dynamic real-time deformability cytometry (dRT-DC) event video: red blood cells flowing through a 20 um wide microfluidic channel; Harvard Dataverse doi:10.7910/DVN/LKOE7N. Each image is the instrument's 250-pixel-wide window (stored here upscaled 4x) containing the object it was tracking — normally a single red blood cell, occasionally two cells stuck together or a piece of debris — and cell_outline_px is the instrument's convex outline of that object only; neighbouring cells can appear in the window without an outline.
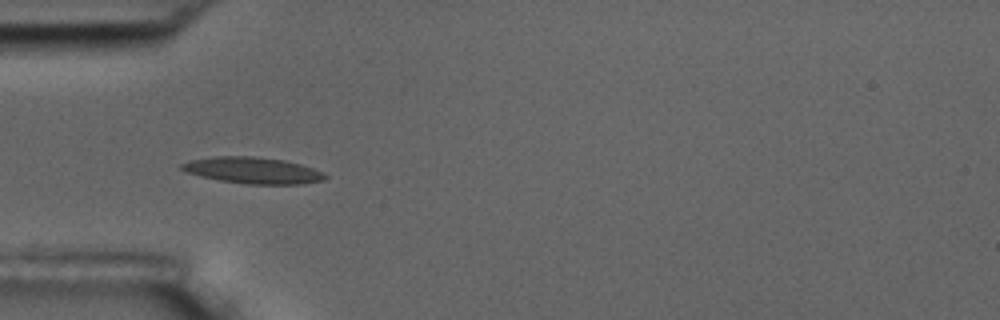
{"species": "common noctule bat (a hibernating species)", "species_latin": "Nyctalus noctula", "temperature_condition": "room temperature", "stored_images_in_passage": 6, "camera_frame_rate_fps": 3000, "um_per_image_px": 0.085, "animal": {"sex": "male", "body_mass_g": 17.5, "forearm_length_mm": 52.3}, "frame": {"image": 1, "passage_image": 5, "time_ms": 4.667, "image_size_px": [1000, 320], "cell_outline_px": [[328, 176], [324, 180], [300, 184], [248, 184], [220, 180], [200, 176], [184, 172], [180, 168], [180, 164], [188, 160], [212, 156], [252, 156], [284, 160], [300, 164], [312, 168]], "centroid_in_image_um": [21.42, 14.47], "position_along_channel_um": 63.6, "area_um2": 22.02}}